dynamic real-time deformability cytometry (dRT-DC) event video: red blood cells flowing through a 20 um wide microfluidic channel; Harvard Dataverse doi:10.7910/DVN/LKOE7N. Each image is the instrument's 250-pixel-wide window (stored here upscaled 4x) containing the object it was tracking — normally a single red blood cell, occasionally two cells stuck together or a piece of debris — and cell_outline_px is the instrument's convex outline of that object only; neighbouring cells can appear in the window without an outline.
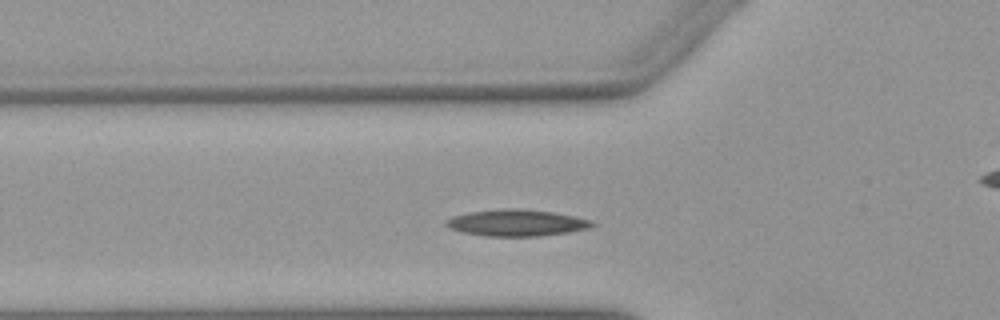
{"species": "Egyptian fruit bat (a non-hibernating species)", "species_latin": "Rousettus aegyptiacus", "temperature_condition": "warm", "stored_images_in_passage": 34, "camera_frame_rate_fps": 3000, "um_per_image_px": 0.085, "animal": {"sex": "female"}, "frame": {"image": 1, "passage_image": 9, "time_ms": 2.667, "image_size_px": [1000, 320], "cell_outline_px": [[596, 224], [588, 228], [568, 232], [540, 236], [484, 236], [460, 232], [448, 228], [444, 224], [444, 220], [452, 216], [468, 212], [504, 208], [516, 208], [552, 212], [576, 216], [592, 220]], "centroid_in_image_um": [43.86, 18.94], "position_along_channel_um": 81.9, "area_um2": 22.83}}
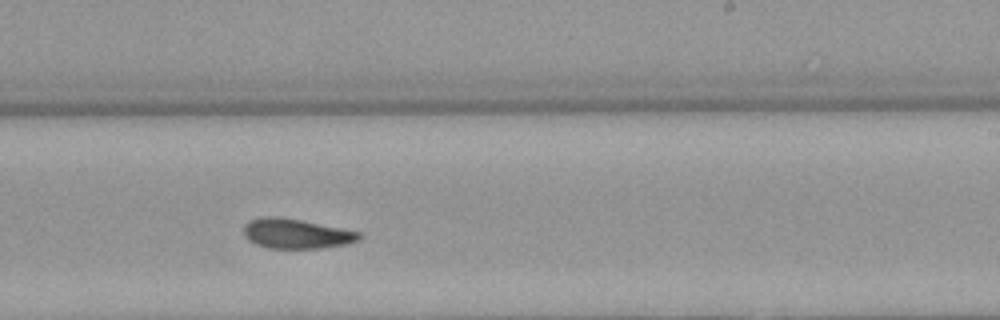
{"frame": {"image": 2, "passage_image": 23, "time_ms": 7.333, "image_size_px": [1000, 320], "cell_outline_px": [[364, 236], [360, 240], [348, 244], [324, 248], [268, 248], [256, 244], [248, 240], [244, 236], [244, 224], [248, 220], [264, 216], [276, 216], [300, 220], [360, 232]], "centroid_in_image_um": [25.18, 19.86], "position_along_channel_um": 263.8, "area_um2": 20.17}}
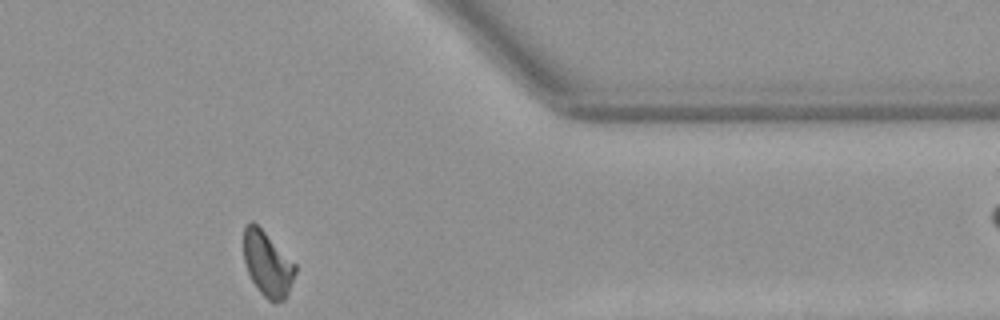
{"frame": {"image": 3, "passage_image": 34, "time_ms": 11.0, "image_size_px": [1000, 320], "cell_outline_px": [[296, 272], [288, 296], [284, 300], [276, 304], [268, 300], [260, 292], [252, 280], [248, 272], [244, 260], [244, 228], [252, 220], [296, 264]], "centroid_in_image_um": [22.76, 22.49], "position_along_channel_um": 388.6, "area_um2": 19.36}, "authors_computed_cell_mechanics": {"area_um2": 20.5479, "velocity_mm_per_s": 3.9078, "shape_relaxation_time_tau1_ms": 6.3596, "shape_relaxation_time_tau2_ms": 2.6355, "deformation_change_tau1": 0.1881, "deformation_change_tau2": 0.0903}}